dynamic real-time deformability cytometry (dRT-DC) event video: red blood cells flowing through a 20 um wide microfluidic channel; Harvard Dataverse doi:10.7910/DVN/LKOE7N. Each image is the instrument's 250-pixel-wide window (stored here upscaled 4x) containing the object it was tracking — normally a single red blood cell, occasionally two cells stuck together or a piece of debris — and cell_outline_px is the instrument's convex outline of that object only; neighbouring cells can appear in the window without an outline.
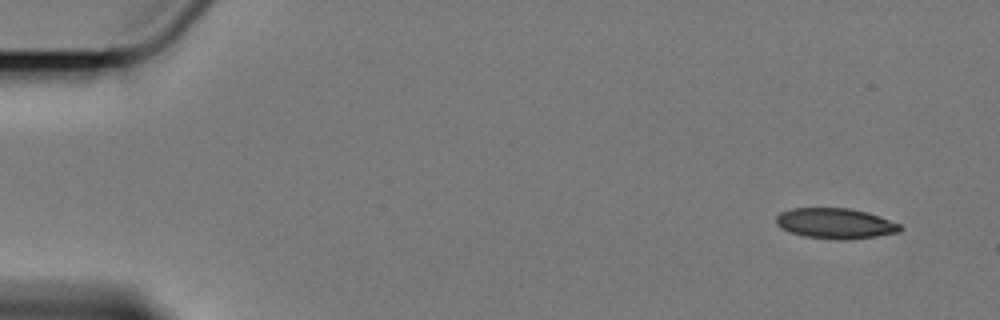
{"species": "Egyptian fruit bat (a non-hibernating species)", "species_latin": "Rousettus aegyptiacus", "temperature_condition": "cold", "stored_images_in_passage": 6, "camera_frame_rate_fps": 3000, "um_per_image_px": 0.085, "animal": {"sex": "female"}, "frame": {"image": 1, "passage_image": 1, "time_ms": 0.0, "image_size_px": [1000, 320], "cell_outline_px": [[904, 228], [900, 232], [876, 236], [844, 240], [804, 236], [780, 228], [776, 224], [776, 216], [780, 212], [792, 208], [848, 208], [868, 212], [880, 216], [900, 224]], "centroid_in_image_um": [71.02, 18.98], "position_along_channel_um": 14.0, "area_um2": 22.02}}
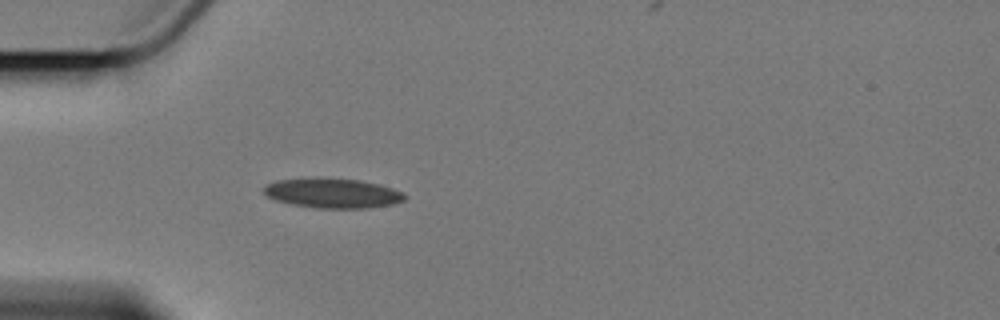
{"frame": {"image": 2, "passage_image": 5, "time_ms": 4.667, "image_size_px": [1000, 320], "cell_outline_px": [[408, 196], [404, 200], [392, 204], [364, 208], [316, 208], [292, 204], [276, 200], [268, 196], [264, 192], [264, 184], [276, 180], [312, 176], [324, 176], [360, 180], [380, 184], [404, 192]], "centroid_in_image_um": [28.25, 16.38], "position_along_channel_um": 56.7, "area_um2": 25.03}}